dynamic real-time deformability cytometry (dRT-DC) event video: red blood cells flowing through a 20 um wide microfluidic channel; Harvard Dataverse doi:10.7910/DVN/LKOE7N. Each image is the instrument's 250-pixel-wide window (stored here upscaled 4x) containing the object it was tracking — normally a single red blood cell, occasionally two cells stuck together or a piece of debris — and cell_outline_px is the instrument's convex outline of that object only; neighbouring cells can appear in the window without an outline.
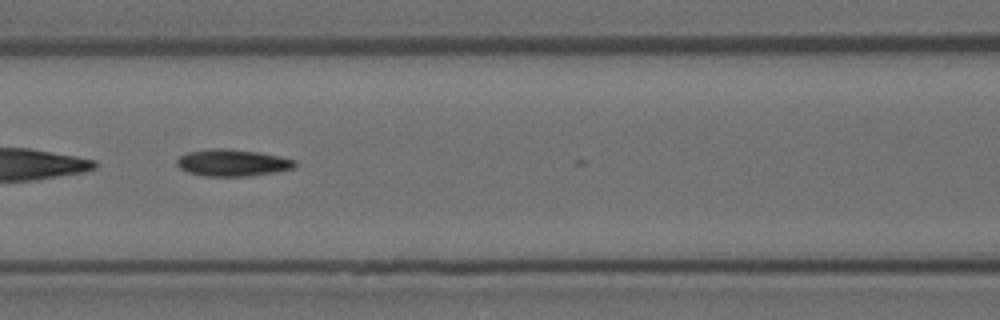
{"species": "Egyptian fruit bat (a non-hibernating species)", "species_latin": "Rousettus aegyptiacus", "temperature_condition": "room temperature", "stored_images_in_passage": 29, "segment_of_instrument_passage": [2, 2], "camera_frame_rate_fps": 3000, "um_per_image_px": 0.085, "animal": {"sex": "female"}, "frame": {"image": 1, "passage_image": 24, "time_ms": 7.667, "image_size_px": [1000, 320], "cell_outline_px": [[296, 168], [276, 172], [248, 176], [204, 176], [188, 172], [180, 168], [176, 164], [176, 160], [180, 156], [188, 152], [220, 148], [228, 148], [256, 152], [280, 156], [296, 160]], "centroid_in_image_um": [19.79, 13.84], "position_along_channel_um": 146.8, "area_um2": 18.44}}